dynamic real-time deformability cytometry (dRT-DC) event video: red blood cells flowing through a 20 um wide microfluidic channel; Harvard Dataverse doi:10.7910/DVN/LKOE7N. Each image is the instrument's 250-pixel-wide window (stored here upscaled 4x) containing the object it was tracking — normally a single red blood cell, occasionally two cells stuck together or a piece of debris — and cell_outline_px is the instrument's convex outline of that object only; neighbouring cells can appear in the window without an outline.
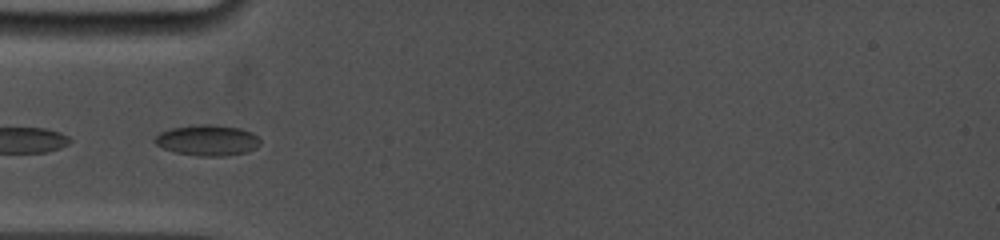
{"species": "common noctule bat (a hibernating species)", "species_latin": "Nyctalus noctula", "temperature_condition": "cold", "stored_images_in_passage": 4, "camera_frame_rate_fps": 5000, "um_per_image_px": 0.085, "animal": {"sex": "female", "body_mass_g": 19.0, "forearm_length_mm": 53.3}, "frame": {"image": 1, "passage_image": 1, "time_ms": 0.0, "image_size_px": [1000, 240], "cell_outline_px": [[260, 144], [256, 148], [248, 152], [224, 156], [200, 156], [176, 152], [164, 148], [156, 144], [152, 140], [160, 132], [172, 128], [196, 124], [212, 124], [240, 128], [252, 132], [260, 140]], "centroid_in_image_um": [17.65, 11.92], "position_along_channel_um": 67.4, "area_um2": 18.96}}